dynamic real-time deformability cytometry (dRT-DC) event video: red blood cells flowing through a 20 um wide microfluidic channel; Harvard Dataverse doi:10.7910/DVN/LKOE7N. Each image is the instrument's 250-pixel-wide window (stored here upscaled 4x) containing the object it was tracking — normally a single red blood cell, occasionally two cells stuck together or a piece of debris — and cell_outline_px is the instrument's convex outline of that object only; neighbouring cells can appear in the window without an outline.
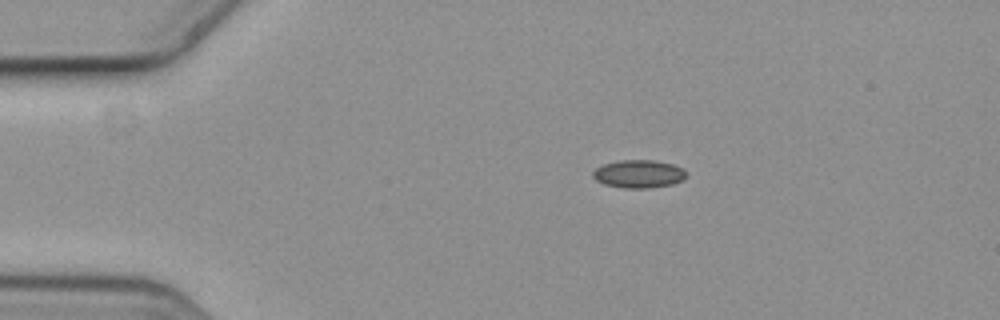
{"species": "common noctule bat (a hibernating species)", "species_latin": "Nyctalus noctula", "temperature_condition": "cold", "stored_images_in_passage": 5, "camera_frame_rate_fps": 3000, "um_per_image_px": 0.085, "animal": {"sex": "female", "body_mass_g": 19.3, "forearm_length_mm": 54.1}, "frame": {"image": 1, "passage_image": 2, "time_ms": 0.333, "image_size_px": [1000, 320], "cell_outline_px": [[684, 176], [680, 180], [672, 184], [648, 188], [624, 188], [604, 184], [596, 180], [592, 176], [592, 172], [596, 168], [604, 164], [620, 160], [652, 160], [672, 164], [684, 168]], "centroid_in_image_um": [54.24, 14.78], "position_along_channel_um": 30.8, "area_um2": 15.03}}
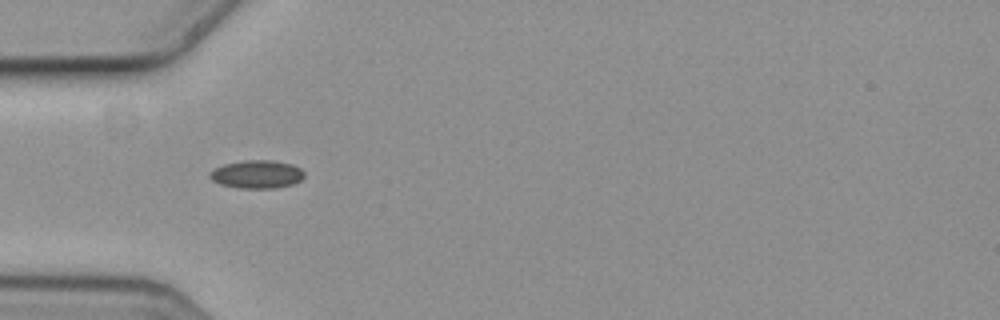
{"frame": {"image": 2, "passage_image": 4, "time_ms": 1.0, "image_size_px": [1000, 320], "cell_outline_px": [[304, 176], [300, 180], [292, 184], [276, 188], [240, 188], [220, 184], [212, 180], [208, 176], [208, 172], [212, 168], [224, 164], [244, 160], [272, 160], [292, 164], [300, 168], [304, 172]], "centroid_in_image_um": [21.79, 14.8], "position_along_channel_um": 63.2, "area_um2": 15.61}}
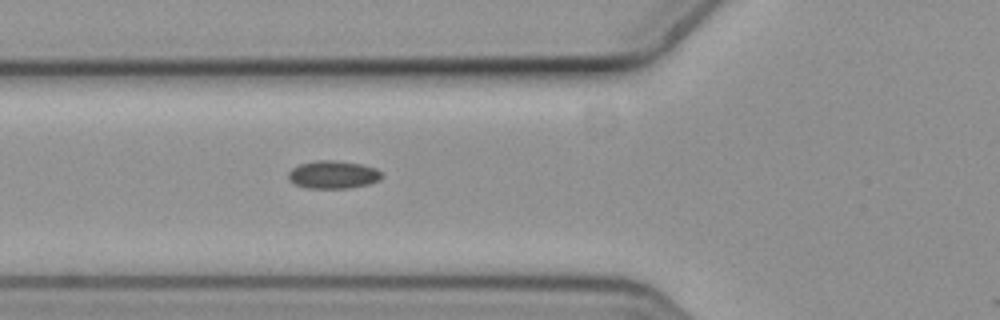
{"frame": {"image": 3, "passage_image": 5, "time_ms": 1.333, "image_size_px": [1000, 320], "cell_outline_px": [[384, 176], [380, 180], [368, 184], [348, 188], [304, 188], [288, 180], [288, 172], [292, 168], [300, 164], [316, 160], [336, 160], [364, 164], [376, 168]], "centroid_in_image_um": [28.32, 14.84], "position_along_channel_um": 97.5, "area_um2": 15.37}}